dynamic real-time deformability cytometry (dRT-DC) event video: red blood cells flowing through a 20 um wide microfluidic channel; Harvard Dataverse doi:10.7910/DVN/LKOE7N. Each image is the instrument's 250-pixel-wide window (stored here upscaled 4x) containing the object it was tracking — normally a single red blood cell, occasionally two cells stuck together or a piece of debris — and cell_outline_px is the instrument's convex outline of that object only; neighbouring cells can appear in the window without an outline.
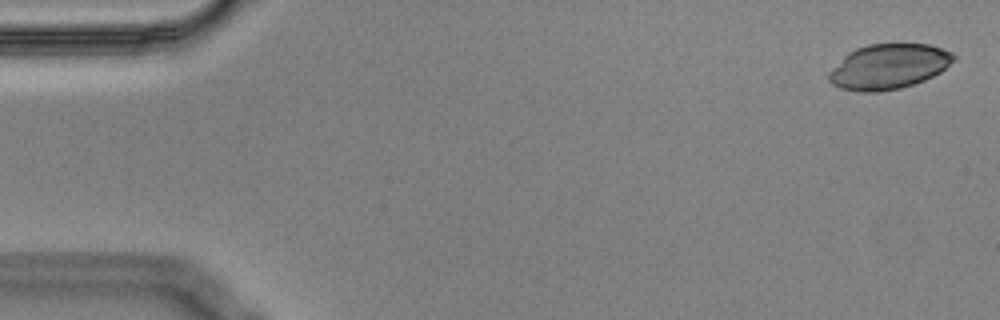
{"species": "Egyptian fruit bat (a non-hibernating species)", "species_latin": "Rousettus aegyptiacus", "temperature_condition": "cold", "stored_images_in_passage": 3, "camera_frame_rate_fps": 3000, "um_per_image_px": 0.085, "animal": {"sex": "male"}, "frame": {"image": 1, "passage_image": 1, "time_ms": 0.0, "image_size_px": [1000, 320], "cell_outline_px": [[956, 60], [940, 72], [924, 80], [900, 88], [876, 92], [860, 92], [840, 88], [832, 84], [828, 80], [828, 72], [848, 52], [856, 48], [868, 44], [928, 44], [952, 52], [956, 56]], "centroid_in_image_um": [75.52, 5.66], "position_along_channel_um": 9.5, "area_um2": 32.77}}